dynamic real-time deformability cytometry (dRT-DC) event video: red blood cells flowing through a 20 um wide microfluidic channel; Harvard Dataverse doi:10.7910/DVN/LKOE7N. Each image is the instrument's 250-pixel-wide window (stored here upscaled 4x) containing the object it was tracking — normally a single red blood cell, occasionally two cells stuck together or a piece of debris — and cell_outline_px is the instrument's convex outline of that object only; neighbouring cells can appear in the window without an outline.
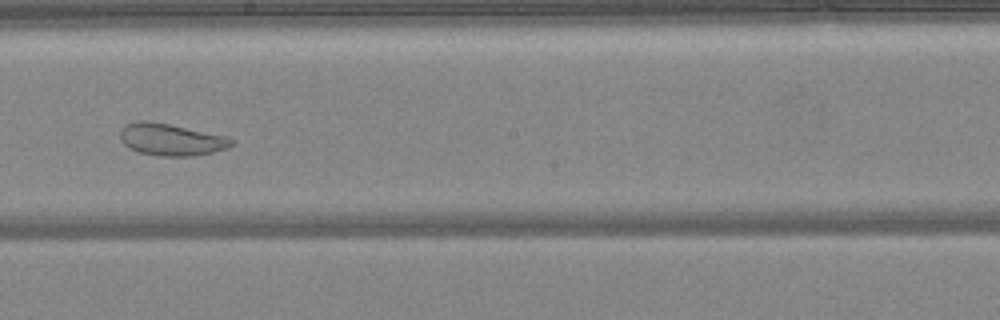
{"species": "common noctule bat (a hibernating species)", "species_latin": "Nyctalus noctula", "temperature_condition": "warm", "stored_images_in_passage": 43, "camera_frame_rate_fps": 3000, "um_per_image_px": 0.085, "animal": {"sex": "female", "body_mass_g": 24.6, "forearm_length_mm": 56.2}, "frame": {"image": 1, "passage_image": 21, "time_ms": 6.667, "image_size_px": [1000, 320], "cell_outline_px": [[236, 144], [228, 148], [212, 152], [192, 156], [164, 156], [140, 152], [128, 148], [120, 140], [120, 128], [124, 124], [140, 120], [148, 120], [228, 136], [236, 140]], "centroid_in_image_um": [14.56, 11.85], "position_along_channel_um": 233.6, "area_um2": 20.98}}
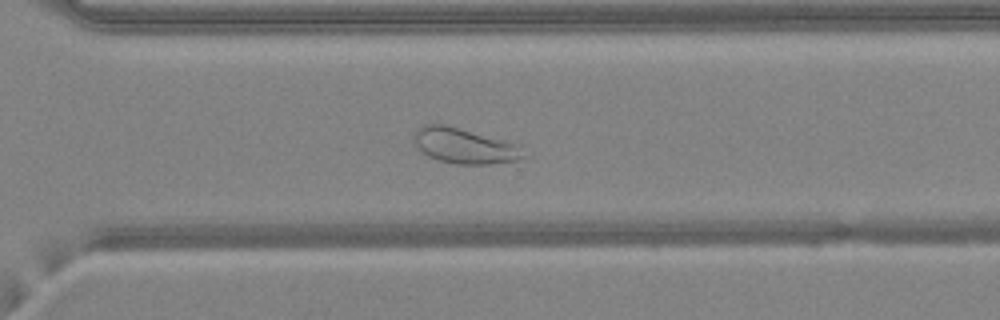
{"frame": {"image": 2, "passage_image": 28, "time_ms": 9.0, "image_size_px": [1000, 320], "cell_outline_px": [[528, 156], [516, 160], [488, 164], [456, 164], [440, 160], [428, 156], [416, 144], [416, 128], [424, 124], [444, 124], [520, 144]], "centroid_in_image_um": [39.55, 12.4], "position_along_channel_um": 331.0, "area_um2": 22.37}}
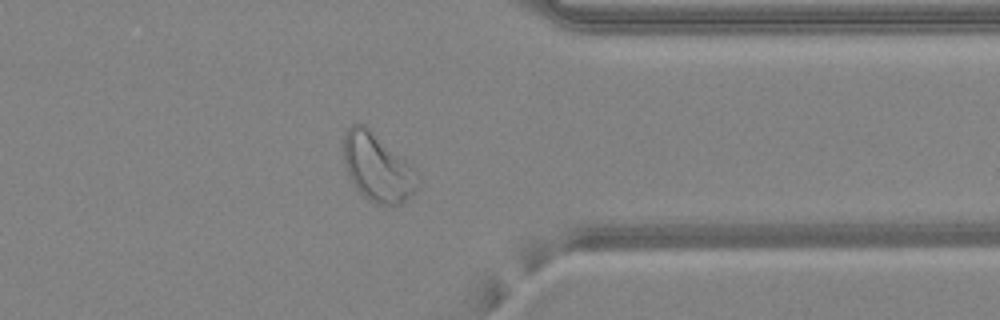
{"frame": {"image": 3, "passage_image": 32, "time_ms": 10.333, "image_size_px": [1000, 320], "cell_outline_px": [[420, 184], [416, 192], [400, 204], [376, 204], [368, 200], [352, 184], [344, 164], [344, 132], [352, 124], [364, 124], [404, 160], [412, 168]], "centroid_in_image_um": [32.05, 14.26], "position_along_channel_um": 379.4, "area_um2": 28.78}, "authors_computed_cell_mechanics": {"area_um2": 28.7844, "velocity_mm_per_s": 4.1947, "shape_relaxation_time_tau1_ms": null, "shape_relaxation_time_tau2_ms": 1.0729, "deformation_change_tau1": null, "deformation_change_tau2": 0.0789}}